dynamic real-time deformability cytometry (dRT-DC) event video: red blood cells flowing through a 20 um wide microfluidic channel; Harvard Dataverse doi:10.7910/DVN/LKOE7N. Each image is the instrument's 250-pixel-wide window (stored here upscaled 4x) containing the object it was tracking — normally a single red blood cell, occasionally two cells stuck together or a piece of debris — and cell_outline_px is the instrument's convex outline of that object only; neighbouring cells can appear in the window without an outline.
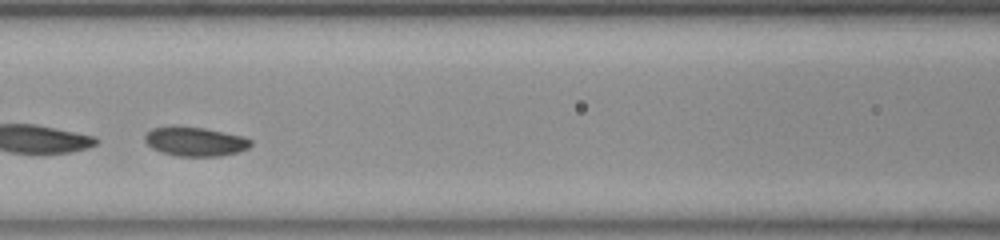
{"species": "common noctule bat (a hibernating species)", "species_latin": "Nyctalus noctula", "temperature_condition": "room temperature", "stored_images_in_passage": 37, "segment_of_instrument_passage": [2, 2], "camera_frame_rate_fps": 3000, "um_per_image_px": 0.085, "animal": {"sex": "female", "body_mass_g": 23.0, "forearm_length_mm": 53.4}, "frame": {"image": 1, "passage_image": 15, "time_ms": 4.667, "image_size_px": [1000, 240], "cell_outline_px": [[252, 144], [248, 148], [236, 152], [220, 156], [176, 156], [160, 152], [152, 148], [144, 140], [144, 136], [152, 128], [172, 124], [176, 124], [204, 128], [244, 136], [252, 140]], "centroid_in_image_um": [16.55, 12.0], "position_along_channel_um": 150.1, "area_um2": 18.38}}
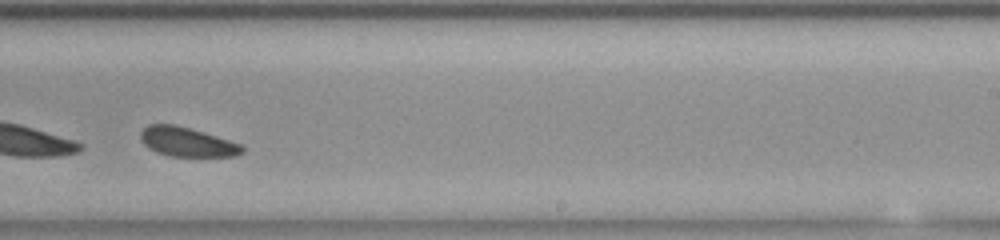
{"frame": {"image": 2, "passage_image": 25, "time_ms": 8.0, "image_size_px": [1000, 240], "cell_outline_px": [[244, 152], [236, 156], [168, 156], [156, 152], [148, 148], [140, 140], [140, 132], [148, 124], [176, 124], [228, 140], [240, 144], [244, 148]], "centroid_in_image_um": [15.85, 12.07], "position_along_channel_um": 273.1, "area_um2": 17.28}}